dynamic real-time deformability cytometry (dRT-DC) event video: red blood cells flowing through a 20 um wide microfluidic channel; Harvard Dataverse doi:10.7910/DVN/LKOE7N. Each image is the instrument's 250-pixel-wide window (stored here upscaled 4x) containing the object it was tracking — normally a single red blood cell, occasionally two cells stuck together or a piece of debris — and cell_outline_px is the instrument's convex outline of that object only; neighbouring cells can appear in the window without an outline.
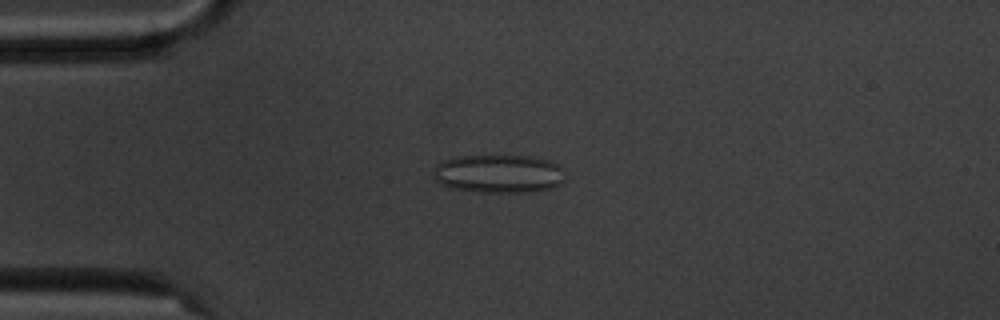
{"species": "common noctule bat (a hibernating species)", "species_latin": "Nyctalus noctula", "temperature_condition": "cold", "stored_images_in_passage": 8, "camera_frame_rate_fps": 3000, "um_per_image_px": 0.085, "animal": {"sex": "male", "body_mass_g": 20.1, "forearm_length_mm": 53.5}, "frame": {"image": 1, "passage_image": 4, "time_ms": 3.333, "image_size_px": [1000, 320], "cell_outline_px": [[564, 180], [560, 184], [552, 188], [532, 192], [484, 192], [456, 188], [444, 184], [436, 180], [432, 176], [432, 168], [444, 160], [456, 156], [532, 156], [552, 160], [564, 168]], "centroid_in_image_um": [42.45, 14.75], "position_along_channel_um": 42.6, "area_um2": 29.65}}
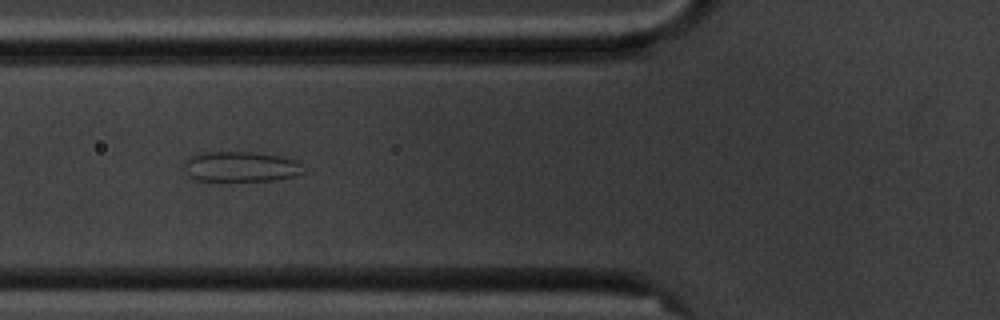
{"frame": {"image": 2, "passage_image": 6, "time_ms": 5.667, "image_size_px": [1000, 320], "cell_outline_px": [[304, 172], [292, 176], [276, 180], [196, 180], [188, 176], [184, 168], [184, 160], [188, 156], [204, 152], [252, 152], [280, 156], [296, 160], [300, 164]], "centroid_in_image_um": [20.41, 14.15], "position_along_channel_um": 105.4, "area_um2": 20.92}}
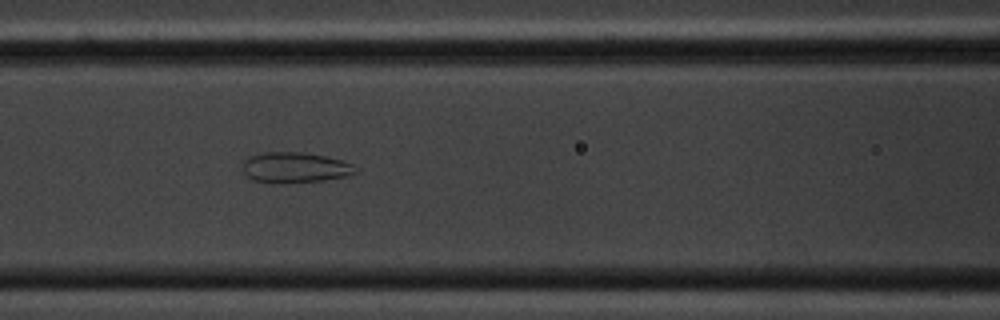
{"frame": {"image": 3, "passage_image": 7, "time_ms": 6.667, "image_size_px": [1000, 320], "cell_outline_px": [[356, 172], [348, 176], [324, 180], [252, 180], [244, 172], [244, 160], [252, 156], [264, 152], [304, 152], [324, 156], [340, 160], [352, 164]], "centroid_in_image_um": [25.11, 14.19], "position_along_channel_um": 141.5, "area_um2": 18.9}}